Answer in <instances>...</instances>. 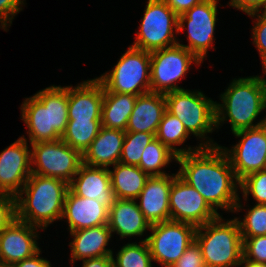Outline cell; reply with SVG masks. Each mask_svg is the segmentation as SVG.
<instances>
[{
    "mask_svg": "<svg viewBox=\"0 0 266 267\" xmlns=\"http://www.w3.org/2000/svg\"><path fill=\"white\" fill-rule=\"evenodd\" d=\"M40 250L32 257L17 262L13 267H51L50 262L39 257ZM39 257V258H38Z\"/></svg>",
    "mask_w": 266,
    "mask_h": 267,
    "instance_id": "b9f144b4",
    "label": "cell"
},
{
    "mask_svg": "<svg viewBox=\"0 0 266 267\" xmlns=\"http://www.w3.org/2000/svg\"><path fill=\"white\" fill-rule=\"evenodd\" d=\"M26 138H19L0 153V193L17 196L32 171Z\"/></svg>",
    "mask_w": 266,
    "mask_h": 267,
    "instance_id": "5bb4252c",
    "label": "cell"
},
{
    "mask_svg": "<svg viewBox=\"0 0 266 267\" xmlns=\"http://www.w3.org/2000/svg\"><path fill=\"white\" fill-rule=\"evenodd\" d=\"M69 184L63 180L32 174L16 196L17 220L37 227H47L62 219ZM26 193V198L21 197Z\"/></svg>",
    "mask_w": 266,
    "mask_h": 267,
    "instance_id": "7a4b0ae2",
    "label": "cell"
},
{
    "mask_svg": "<svg viewBox=\"0 0 266 267\" xmlns=\"http://www.w3.org/2000/svg\"><path fill=\"white\" fill-rule=\"evenodd\" d=\"M178 32V16L164 0H148L145 14L133 47L147 52L177 44L173 28ZM169 45V46H168Z\"/></svg>",
    "mask_w": 266,
    "mask_h": 267,
    "instance_id": "9c48e42d",
    "label": "cell"
},
{
    "mask_svg": "<svg viewBox=\"0 0 266 267\" xmlns=\"http://www.w3.org/2000/svg\"><path fill=\"white\" fill-rule=\"evenodd\" d=\"M124 138L125 131L102 126L96 138L82 155L83 164L99 168L116 165L121 157Z\"/></svg>",
    "mask_w": 266,
    "mask_h": 267,
    "instance_id": "44dd1931",
    "label": "cell"
},
{
    "mask_svg": "<svg viewBox=\"0 0 266 267\" xmlns=\"http://www.w3.org/2000/svg\"><path fill=\"white\" fill-rule=\"evenodd\" d=\"M238 223L243 241L248 237L266 235V205L256 204L243 222L238 221Z\"/></svg>",
    "mask_w": 266,
    "mask_h": 267,
    "instance_id": "d6a6232c",
    "label": "cell"
},
{
    "mask_svg": "<svg viewBox=\"0 0 266 267\" xmlns=\"http://www.w3.org/2000/svg\"><path fill=\"white\" fill-rule=\"evenodd\" d=\"M16 219V197L6 193H0V233Z\"/></svg>",
    "mask_w": 266,
    "mask_h": 267,
    "instance_id": "d590c367",
    "label": "cell"
},
{
    "mask_svg": "<svg viewBox=\"0 0 266 267\" xmlns=\"http://www.w3.org/2000/svg\"><path fill=\"white\" fill-rule=\"evenodd\" d=\"M165 95L166 111L177 117L187 132L202 137L216 125V102L207 99L202 92L178 90Z\"/></svg>",
    "mask_w": 266,
    "mask_h": 267,
    "instance_id": "8992f818",
    "label": "cell"
},
{
    "mask_svg": "<svg viewBox=\"0 0 266 267\" xmlns=\"http://www.w3.org/2000/svg\"><path fill=\"white\" fill-rule=\"evenodd\" d=\"M83 267H113V255L84 259Z\"/></svg>",
    "mask_w": 266,
    "mask_h": 267,
    "instance_id": "7bdbcfd3",
    "label": "cell"
},
{
    "mask_svg": "<svg viewBox=\"0 0 266 267\" xmlns=\"http://www.w3.org/2000/svg\"><path fill=\"white\" fill-rule=\"evenodd\" d=\"M177 157L174 152L155 138L144 149L138 167L149 176L166 175L160 171L161 167L168 164L171 159L177 160Z\"/></svg>",
    "mask_w": 266,
    "mask_h": 267,
    "instance_id": "f546056e",
    "label": "cell"
},
{
    "mask_svg": "<svg viewBox=\"0 0 266 267\" xmlns=\"http://www.w3.org/2000/svg\"><path fill=\"white\" fill-rule=\"evenodd\" d=\"M253 39L260 52L266 73V11L262 15H258L257 23L253 29Z\"/></svg>",
    "mask_w": 266,
    "mask_h": 267,
    "instance_id": "74e56055",
    "label": "cell"
},
{
    "mask_svg": "<svg viewBox=\"0 0 266 267\" xmlns=\"http://www.w3.org/2000/svg\"><path fill=\"white\" fill-rule=\"evenodd\" d=\"M201 249L196 241L186 249L184 254L170 267H204Z\"/></svg>",
    "mask_w": 266,
    "mask_h": 267,
    "instance_id": "8d00e7d4",
    "label": "cell"
},
{
    "mask_svg": "<svg viewBox=\"0 0 266 267\" xmlns=\"http://www.w3.org/2000/svg\"><path fill=\"white\" fill-rule=\"evenodd\" d=\"M75 238L70 243L72 259L95 258L113 255L112 251L105 249L111 237V230L107 225H100L91 228L80 229L70 233Z\"/></svg>",
    "mask_w": 266,
    "mask_h": 267,
    "instance_id": "603a6c76",
    "label": "cell"
},
{
    "mask_svg": "<svg viewBox=\"0 0 266 267\" xmlns=\"http://www.w3.org/2000/svg\"><path fill=\"white\" fill-rule=\"evenodd\" d=\"M155 139V134L148 132H125L122 153L119 162L125 165L140 164L146 146Z\"/></svg>",
    "mask_w": 266,
    "mask_h": 267,
    "instance_id": "4dcf8cb0",
    "label": "cell"
},
{
    "mask_svg": "<svg viewBox=\"0 0 266 267\" xmlns=\"http://www.w3.org/2000/svg\"><path fill=\"white\" fill-rule=\"evenodd\" d=\"M22 108V118L29 128L30 143L49 141L48 108L34 95L27 98Z\"/></svg>",
    "mask_w": 266,
    "mask_h": 267,
    "instance_id": "4316f807",
    "label": "cell"
},
{
    "mask_svg": "<svg viewBox=\"0 0 266 267\" xmlns=\"http://www.w3.org/2000/svg\"><path fill=\"white\" fill-rule=\"evenodd\" d=\"M136 99V95L108 92L104 88L101 114L102 126L126 131L128 119L134 109Z\"/></svg>",
    "mask_w": 266,
    "mask_h": 267,
    "instance_id": "d4e9b609",
    "label": "cell"
},
{
    "mask_svg": "<svg viewBox=\"0 0 266 267\" xmlns=\"http://www.w3.org/2000/svg\"><path fill=\"white\" fill-rule=\"evenodd\" d=\"M150 67V52L130 46L113 71L97 79L108 92L138 96L151 92Z\"/></svg>",
    "mask_w": 266,
    "mask_h": 267,
    "instance_id": "5b68a950",
    "label": "cell"
},
{
    "mask_svg": "<svg viewBox=\"0 0 266 267\" xmlns=\"http://www.w3.org/2000/svg\"><path fill=\"white\" fill-rule=\"evenodd\" d=\"M23 1L21 0H0V22L2 28H6L7 20L12 23V17L16 15L17 12L20 11L19 5H21ZM10 15H12L10 17Z\"/></svg>",
    "mask_w": 266,
    "mask_h": 267,
    "instance_id": "f35d334b",
    "label": "cell"
},
{
    "mask_svg": "<svg viewBox=\"0 0 266 267\" xmlns=\"http://www.w3.org/2000/svg\"><path fill=\"white\" fill-rule=\"evenodd\" d=\"M111 187L114 198L136 200L144 188L149 175L138 166L118 162L110 171Z\"/></svg>",
    "mask_w": 266,
    "mask_h": 267,
    "instance_id": "484cf974",
    "label": "cell"
},
{
    "mask_svg": "<svg viewBox=\"0 0 266 267\" xmlns=\"http://www.w3.org/2000/svg\"><path fill=\"white\" fill-rule=\"evenodd\" d=\"M241 141L233 147L228 158L236 179L266 169V125L234 132Z\"/></svg>",
    "mask_w": 266,
    "mask_h": 267,
    "instance_id": "4fadbf2b",
    "label": "cell"
},
{
    "mask_svg": "<svg viewBox=\"0 0 266 267\" xmlns=\"http://www.w3.org/2000/svg\"><path fill=\"white\" fill-rule=\"evenodd\" d=\"M259 80L262 85V90H263V103H264V109L266 108V80L259 77Z\"/></svg>",
    "mask_w": 266,
    "mask_h": 267,
    "instance_id": "f6af8a7d",
    "label": "cell"
},
{
    "mask_svg": "<svg viewBox=\"0 0 266 267\" xmlns=\"http://www.w3.org/2000/svg\"><path fill=\"white\" fill-rule=\"evenodd\" d=\"M230 5L236 7L248 15L254 17L256 12L261 6H263L264 11H266V0H231Z\"/></svg>",
    "mask_w": 266,
    "mask_h": 267,
    "instance_id": "ab89813d",
    "label": "cell"
},
{
    "mask_svg": "<svg viewBox=\"0 0 266 267\" xmlns=\"http://www.w3.org/2000/svg\"><path fill=\"white\" fill-rule=\"evenodd\" d=\"M242 263H246L244 267H266V263H257L250 260H242Z\"/></svg>",
    "mask_w": 266,
    "mask_h": 267,
    "instance_id": "ee69618b",
    "label": "cell"
},
{
    "mask_svg": "<svg viewBox=\"0 0 266 267\" xmlns=\"http://www.w3.org/2000/svg\"><path fill=\"white\" fill-rule=\"evenodd\" d=\"M101 127V120H69L61 139L83 155Z\"/></svg>",
    "mask_w": 266,
    "mask_h": 267,
    "instance_id": "83f0119b",
    "label": "cell"
},
{
    "mask_svg": "<svg viewBox=\"0 0 266 267\" xmlns=\"http://www.w3.org/2000/svg\"><path fill=\"white\" fill-rule=\"evenodd\" d=\"M216 4L217 0H204L178 16V32L184 30V22L187 20L189 33V45H179L191 51L201 62L213 41Z\"/></svg>",
    "mask_w": 266,
    "mask_h": 267,
    "instance_id": "7c38bea8",
    "label": "cell"
},
{
    "mask_svg": "<svg viewBox=\"0 0 266 267\" xmlns=\"http://www.w3.org/2000/svg\"><path fill=\"white\" fill-rule=\"evenodd\" d=\"M221 96L224 106L216 103V127L225 119L222 108L227 112L233 133L255 128L265 123L266 118L256 125L252 124L264 109L263 90L259 76L233 80L230 87ZM221 115L223 116L221 117Z\"/></svg>",
    "mask_w": 266,
    "mask_h": 267,
    "instance_id": "277c9868",
    "label": "cell"
},
{
    "mask_svg": "<svg viewBox=\"0 0 266 267\" xmlns=\"http://www.w3.org/2000/svg\"><path fill=\"white\" fill-rule=\"evenodd\" d=\"M177 175L150 176L137 197L141 199L138 207L150 224L171 220L169 195Z\"/></svg>",
    "mask_w": 266,
    "mask_h": 267,
    "instance_id": "2e32d148",
    "label": "cell"
},
{
    "mask_svg": "<svg viewBox=\"0 0 266 267\" xmlns=\"http://www.w3.org/2000/svg\"><path fill=\"white\" fill-rule=\"evenodd\" d=\"M35 226L15 220L0 233V264L13 266L39 251Z\"/></svg>",
    "mask_w": 266,
    "mask_h": 267,
    "instance_id": "9a60e30c",
    "label": "cell"
},
{
    "mask_svg": "<svg viewBox=\"0 0 266 267\" xmlns=\"http://www.w3.org/2000/svg\"><path fill=\"white\" fill-rule=\"evenodd\" d=\"M109 229L116 231L122 238L125 236L142 235L151 224L134 200L114 198L109 208Z\"/></svg>",
    "mask_w": 266,
    "mask_h": 267,
    "instance_id": "7402d4cb",
    "label": "cell"
},
{
    "mask_svg": "<svg viewBox=\"0 0 266 267\" xmlns=\"http://www.w3.org/2000/svg\"><path fill=\"white\" fill-rule=\"evenodd\" d=\"M77 175L79 177H74L69 183V190L83 198L97 199L100 204L110 208L114 196L109 169L82 164Z\"/></svg>",
    "mask_w": 266,
    "mask_h": 267,
    "instance_id": "d6986e66",
    "label": "cell"
},
{
    "mask_svg": "<svg viewBox=\"0 0 266 267\" xmlns=\"http://www.w3.org/2000/svg\"><path fill=\"white\" fill-rule=\"evenodd\" d=\"M196 226L168 220L151 224L152 235L146 240L152 259L165 267L173 265L195 241Z\"/></svg>",
    "mask_w": 266,
    "mask_h": 267,
    "instance_id": "ba28073f",
    "label": "cell"
},
{
    "mask_svg": "<svg viewBox=\"0 0 266 267\" xmlns=\"http://www.w3.org/2000/svg\"><path fill=\"white\" fill-rule=\"evenodd\" d=\"M63 217L69 223L70 232L107 225L109 208L97 199L83 198L68 190L64 203Z\"/></svg>",
    "mask_w": 266,
    "mask_h": 267,
    "instance_id": "e0dca14e",
    "label": "cell"
},
{
    "mask_svg": "<svg viewBox=\"0 0 266 267\" xmlns=\"http://www.w3.org/2000/svg\"><path fill=\"white\" fill-rule=\"evenodd\" d=\"M104 87L96 78L68 87L69 120H101Z\"/></svg>",
    "mask_w": 266,
    "mask_h": 267,
    "instance_id": "ac0fdd59",
    "label": "cell"
},
{
    "mask_svg": "<svg viewBox=\"0 0 266 267\" xmlns=\"http://www.w3.org/2000/svg\"><path fill=\"white\" fill-rule=\"evenodd\" d=\"M35 96L48 108L49 141L61 139L68 119V87L52 86Z\"/></svg>",
    "mask_w": 266,
    "mask_h": 267,
    "instance_id": "cb8c5ba5",
    "label": "cell"
},
{
    "mask_svg": "<svg viewBox=\"0 0 266 267\" xmlns=\"http://www.w3.org/2000/svg\"><path fill=\"white\" fill-rule=\"evenodd\" d=\"M244 197L251 192L258 204L266 205V169L246 175L239 181Z\"/></svg>",
    "mask_w": 266,
    "mask_h": 267,
    "instance_id": "836d02e7",
    "label": "cell"
},
{
    "mask_svg": "<svg viewBox=\"0 0 266 267\" xmlns=\"http://www.w3.org/2000/svg\"><path fill=\"white\" fill-rule=\"evenodd\" d=\"M142 245L127 244L118 252L116 261L113 258V267H152V256L146 240Z\"/></svg>",
    "mask_w": 266,
    "mask_h": 267,
    "instance_id": "1f68e13d",
    "label": "cell"
},
{
    "mask_svg": "<svg viewBox=\"0 0 266 267\" xmlns=\"http://www.w3.org/2000/svg\"><path fill=\"white\" fill-rule=\"evenodd\" d=\"M220 215L204 225L198 226L195 241L201 249L205 266L232 267L241 265L243 240L238 219L221 222ZM202 229H206L202 233Z\"/></svg>",
    "mask_w": 266,
    "mask_h": 267,
    "instance_id": "3957f363",
    "label": "cell"
},
{
    "mask_svg": "<svg viewBox=\"0 0 266 267\" xmlns=\"http://www.w3.org/2000/svg\"><path fill=\"white\" fill-rule=\"evenodd\" d=\"M169 208L171 220L190 223L196 227L219 216L203 196L178 175L173 179L170 188Z\"/></svg>",
    "mask_w": 266,
    "mask_h": 267,
    "instance_id": "8fae6325",
    "label": "cell"
},
{
    "mask_svg": "<svg viewBox=\"0 0 266 267\" xmlns=\"http://www.w3.org/2000/svg\"><path fill=\"white\" fill-rule=\"evenodd\" d=\"M150 58V90L162 94L182 90L174 82L183 77L192 61L201 63L191 51L179 43L151 52Z\"/></svg>",
    "mask_w": 266,
    "mask_h": 267,
    "instance_id": "30bf717a",
    "label": "cell"
},
{
    "mask_svg": "<svg viewBox=\"0 0 266 267\" xmlns=\"http://www.w3.org/2000/svg\"><path fill=\"white\" fill-rule=\"evenodd\" d=\"M188 135L189 133L185 129L183 123L177 117L165 111L155 134V138L167 146L177 156H180L194 152L191 148H188L186 151L184 149H176L173 147V144L180 145L185 142Z\"/></svg>",
    "mask_w": 266,
    "mask_h": 267,
    "instance_id": "f1b7e54d",
    "label": "cell"
},
{
    "mask_svg": "<svg viewBox=\"0 0 266 267\" xmlns=\"http://www.w3.org/2000/svg\"><path fill=\"white\" fill-rule=\"evenodd\" d=\"M168 7L177 15L184 14L194 5L201 3L204 0H164Z\"/></svg>",
    "mask_w": 266,
    "mask_h": 267,
    "instance_id": "60d3db41",
    "label": "cell"
},
{
    "mask_svg": "<svg viewBox=\"0 0 266 267\" xmlns=\"http://www.w3.org/2000/svg\"><path fill=\"white\" fill-rule=\"evenodd\" d=\"M208 144H200L194 152L178 156L176 161L181 164V168L177 174L195 188L215 211L217 207L239 210L241 205L237 202L239 197L233 179L235 178L238 184L239 181L228 153L220 146L211 147L212 144ZM213 206H216V209Z\"/></svg>",
    "mask_w": 266,
    "mask_h": 267,
    "instance_id": "6da1fadb",
    "label": "cell"
},
{
    "mask_svg": "<svg viewBox=\"0 0 266 267\" xmlns=\"http://www.w3.org/2000/svg\"><path fill=\"white\" fill-rule=\"evenodd\" d=\"M165 111L166 101L164 94L148 92L138 95L125 132L156 134Z\"/></svg>",
    "mask_w": 266,
    "mask_h": 267,
    "instance_id": "ffe728a7",
    "label": "cell"
},
{
    "mask_svg": "<svg viewBox=\"0 0 266 267\" xmlns=\"http://www.w3.org/2000/svg\"><path fill=\"white\" fill-rule=\"evenodd\" d=\"M31 145V163L38 167L31 169L32 174L57 178L69 184L83 164L82 154L62 139Z\"/></svg>",
    "mask_w": 266,
    "mask_h": 267,
    "instance_id": "52a82bcc",
    "label": "cell"
},
{
    "mask_svg": "<svg viewBox=\"0 0 266 267\" xmlns=\"http://www.w3.org/2000/svg\"><path fill=\"white\" fill-rule=\"evenodd\" d=\"M0 267H13V266H10V265H1L0 264Z\"/></svg>",
    "mask_w": 266,
    "mask_h": 267,
    "instance_id": "bcb514c9",
    "label": "cell"
},
{
    "mask_svg": "<svg viewBox=\"0 0 266 267\" xmlns=\"http://www.w3.org/2000/svg\"><path fill=\"white\" fill-rule=\"evenodd\" d=\"M242 260L266 263V235L248 237L243 241Z\"/></svg>",
    "mask_w": 266,
    "mask_h": 267,
    "instance_id": "e575fe53",
    "label": "cell"
}]
</instances>
